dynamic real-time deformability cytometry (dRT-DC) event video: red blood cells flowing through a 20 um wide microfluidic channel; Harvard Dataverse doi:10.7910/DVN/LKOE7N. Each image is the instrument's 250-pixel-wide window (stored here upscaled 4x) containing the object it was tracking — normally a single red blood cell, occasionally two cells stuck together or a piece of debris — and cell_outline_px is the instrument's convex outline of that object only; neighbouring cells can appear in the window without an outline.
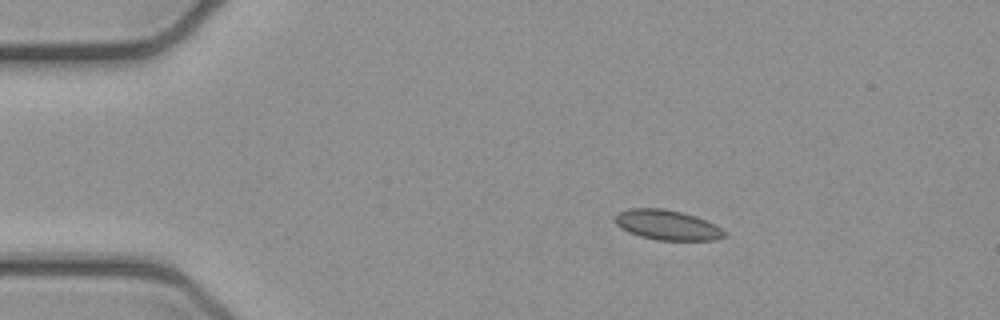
{"species": "common noctule bat (a hibernating species)", "species_latin": "Nyctalus noctula", "temperature_condition": "cold", "stored_images_in_passage": 7, "camera_frame_rate_fps": 3000, "um_per_image_px": 0.085, "animal": {"sex": "female", "body_mass_g": 21.9}, "frame": {"image": 1, "passage_image": 2, "time_ms": 0.333, "image_size_px": [1000, 320], "cell_outline_px": [[724, 236], [716, 240], [656, 240], [640, 236], [628, 232], [616, 224], [616, 216], [620, 212], [628, 208], [664, 208], [696, 216], [720, 228], [724, 232]], "centroid_in_image_um": [56.68, 19.12], "position_along_channel_um": 28.3, "area_um2": 18.79}}
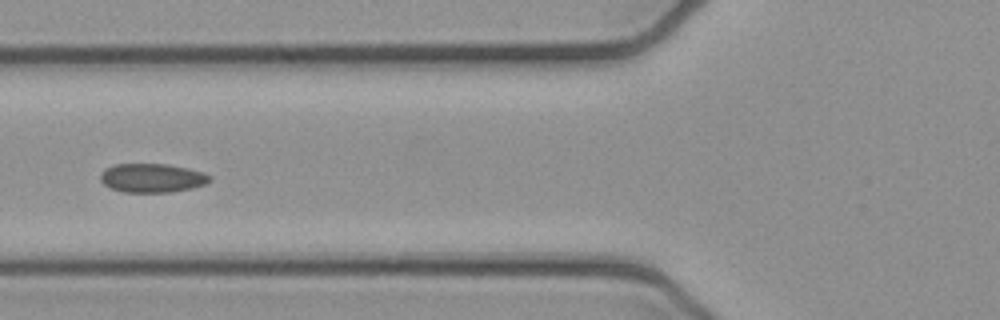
{"frame": {"image": 2, "passage_image": 5, "time_ms": 1.333, "image_size_px": [1000, 320], "cell_outline_px": [[212, 180], [208, 184], [192, 188], [172, 192], [124, 192], [112, 188], [104, 184], [100, 180], [100, 172], [104, 168], [116, 164], [168, 164], [188, 168], [204, 172], [212, 176]], "centroid_in_image_um": [12.97, 15.12], "position_along_channel_um": 112.8, "area_um2": 18.67}}
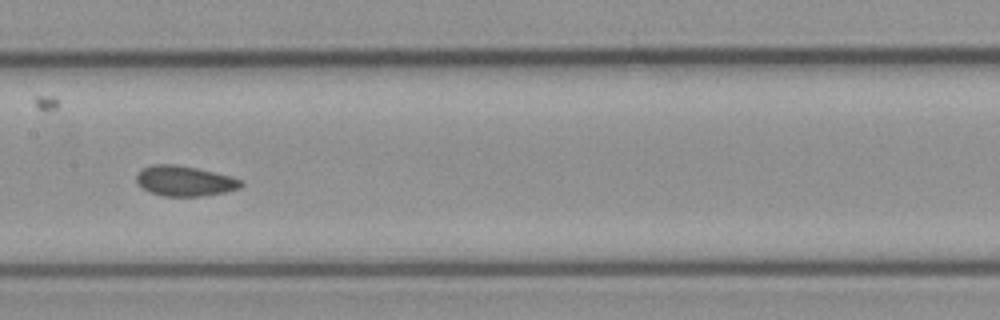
{"frame": {"image": 3, "passage_image": 7, "time_ms": 2.0, "image_size_px": [1000, 320], "cell_outline_px": [[244, 184], [240, 188], [224, 192], [200, 196], [164, 196], [152, 192], [136, 184], [136, 176], [144, 168], [152, 164], [176, 164], [216, 172], [232, 176], [244, 180]], "centroid_in_image_um": [15.74, 15.37], "position_along_channel_um": 191.7, "area_um2": 18.44}}